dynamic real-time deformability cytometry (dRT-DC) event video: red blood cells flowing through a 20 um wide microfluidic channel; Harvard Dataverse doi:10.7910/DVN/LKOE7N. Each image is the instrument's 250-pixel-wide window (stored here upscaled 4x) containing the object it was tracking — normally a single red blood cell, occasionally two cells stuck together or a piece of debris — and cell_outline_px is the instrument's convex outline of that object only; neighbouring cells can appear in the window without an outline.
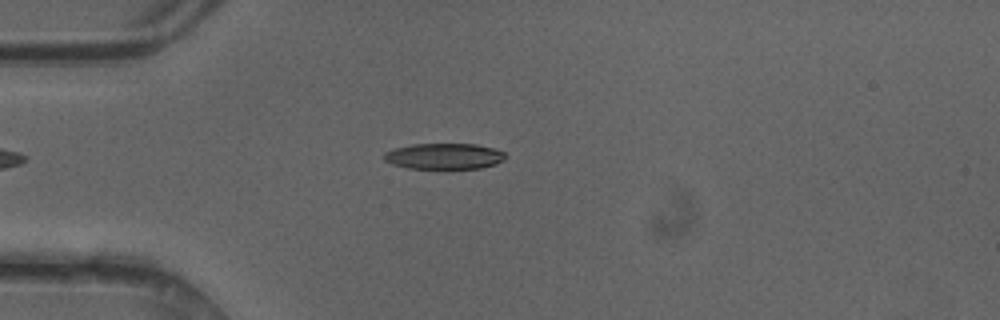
{"species": "common noctule bat (a hibernating species)", "species_latin": "Nyctalus noctula", "temperature_condition": "cold", "stored_images_in_passage": 44, "camera_frame_rate_fps": 3000, "um_per_image_px": 0.085, "animal": {"sex": "female"}, "frame": {"image": 1, "passage_image": 9, "time_ms": 2.667, "image_size_px": [1000, 320], "cell_outline_px": [[508, 156], [504, 160], [496, 164], [480, 168], [448, 172], [408, 168], [392, 164], [384, 160], [384, 152], [392, 148], [412, 144], [476, 144], [496, 148], [504, 152]], "centroid_in_image_um": [37.78, 13.33], "position_along_channel_um": 47.2, "area_um2": 19.54}}
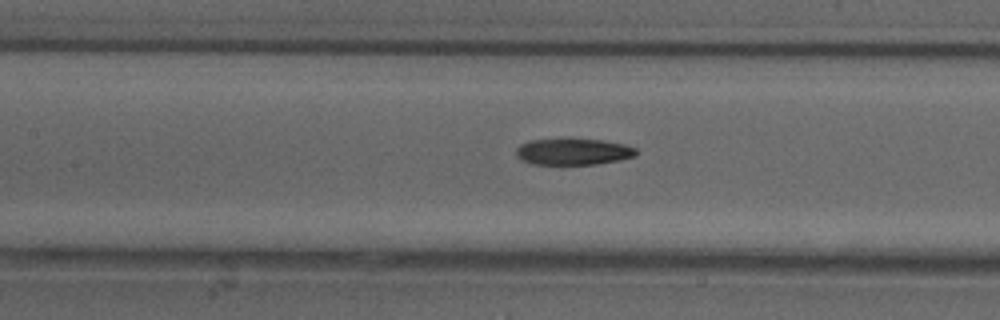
{"frame": {"image": 2, "passage_image": 18, "time_ms": 5.667, "image_size_px": [1000, 320], "cell_outline_px": [[636, 156], [620, 160], [596, 164], [532, 164], [520, 160], [516, 156], [516, 148], [520, 144], [528, 140], [604, 140], [624, 144], [636, 148]], "centroid_in_image_um": [48.71, 12.91], "position_along_channel_um": 158.7, "area_um2": 18.32}}
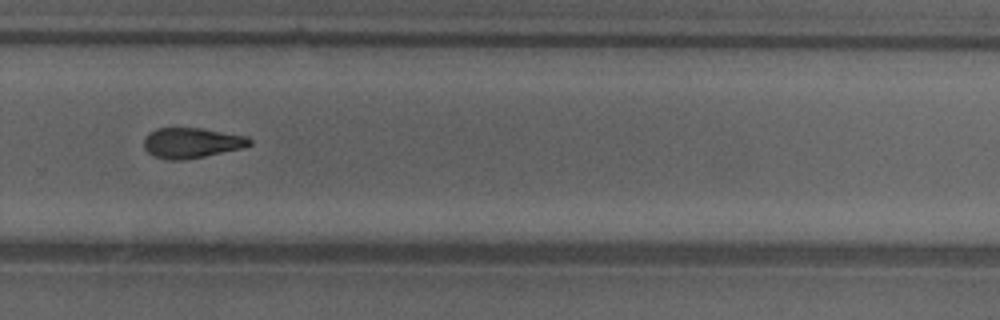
{"frame": {"image": 3, "passage_image": 29, "time_ms": 9.333, "image_size_px": [1000, 320], "cell_outline_px": [[252, 144], [244, 148], [184, 160], [168, 160], [152, 156], [144, 148], [144, 140], [148, 132], [156, 128], [204, 128], [248, 136], [252, 140]], "centroid_in_image_um": [16.3, 12.14], "position_along_channel_um": 313.5, "area_um2": 18.96}, "authors_computed_cell_mechanics": {"area_um2": 18.9295, "velocity_mm_per_s": 4.2434, "shape_relaxation_time_tau1_ms": 7.9767, "shape_relaxation_time_tau2_ms": 4.8845, "deformation_change_tau1": 0.22, "deformation_change_tau2": 0.1424}}